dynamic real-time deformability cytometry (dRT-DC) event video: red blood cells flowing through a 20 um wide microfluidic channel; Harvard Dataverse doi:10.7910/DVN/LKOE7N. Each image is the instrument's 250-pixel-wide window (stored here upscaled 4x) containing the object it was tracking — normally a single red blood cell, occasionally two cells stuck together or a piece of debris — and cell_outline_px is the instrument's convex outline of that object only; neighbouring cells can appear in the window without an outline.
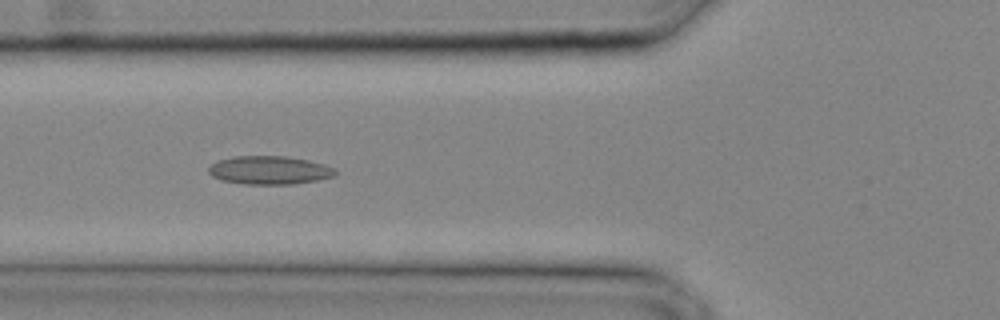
{"species": "common noctule bat (a hibernating species)", "species_latin": "Nyctalus noctula", "temperature_condition": "cold", "stored_images_in_passage": 19, "camera_frame_rate_fps": 3000, "um_per_image_px": 0.085, "animal": {"sex": "male", "body_mass_g": 20.4}, "frame": {"image": 1, "passage_image": 6, "time_ms": 1.667, "image_size_px": [1000, 320], "cell_outline_px": [[336, 176], [316, 180], [292, 184], [244, 184], [224, 180], [212, 176], [208, 172], [208, 168], [216, 160], [232, 156], [288, 156], [308, 160], [324, 164], [336, 168]], "centroid_in_image_um": [22.91, 14.45], "position_along_channel_um": 102.9, "area_um2": 21.04}}